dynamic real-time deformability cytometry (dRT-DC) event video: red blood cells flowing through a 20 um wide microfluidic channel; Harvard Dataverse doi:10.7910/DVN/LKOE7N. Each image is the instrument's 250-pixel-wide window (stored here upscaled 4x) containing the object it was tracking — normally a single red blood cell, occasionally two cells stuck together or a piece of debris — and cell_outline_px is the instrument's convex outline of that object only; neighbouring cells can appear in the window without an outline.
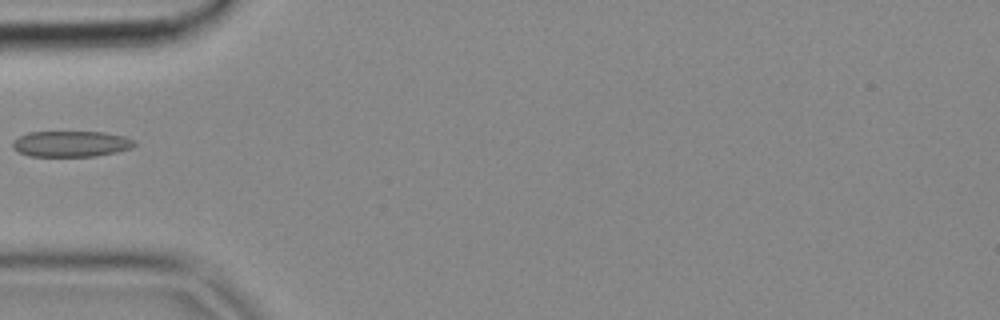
{"species": "common noctule bat (a hibernating species)", "species_latin": "Nyctalus noctula", "temperature_condition": "cold", "stored_images_in_passage": 5, "camera_frame_rate_fps": 3000, "um_per_image_px": 0.085, "animal": {"sex": "female", "body_mass_g": 18.4}, "frame": {"image": 1, "passage_image": 4, "time_ms": 1.0, "image_size_px": [1000, 320], "cell_outline_px": [[136, 144], [132, 148], [116, 152], [96, 156], [28, 156], [12, 148], [12, 140], [28, 132], [104, 132], [124, 136], [136, 140]], "centroid_in_image_um": [6.05, 12.22], "position_along_channel_um": 79.0, "area_um2": 18.5}}
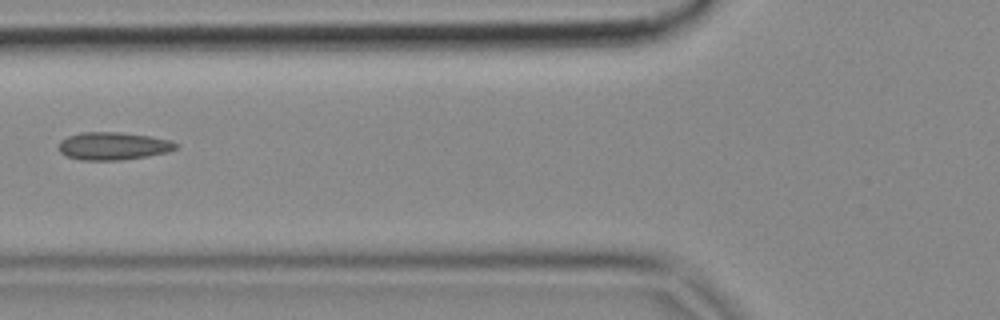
{"frame": {"image": 2, "passage_image": 5, "time_ms": 1.333, "image_size_px": [1000, 320], "cell_outline_px": [[180, 144], [176, 148], [168, 152], [148, 156], [120, 160], [80, 160], [64, 156], [56, 148], [60, 140], [68, 136], [80, 132], [120, 132], [152, 136], [172, 140]], "centroid_in_image_um": [9.6, 12.41], "position_along_channel_um": 116.2, "area_um2": 19.36}}